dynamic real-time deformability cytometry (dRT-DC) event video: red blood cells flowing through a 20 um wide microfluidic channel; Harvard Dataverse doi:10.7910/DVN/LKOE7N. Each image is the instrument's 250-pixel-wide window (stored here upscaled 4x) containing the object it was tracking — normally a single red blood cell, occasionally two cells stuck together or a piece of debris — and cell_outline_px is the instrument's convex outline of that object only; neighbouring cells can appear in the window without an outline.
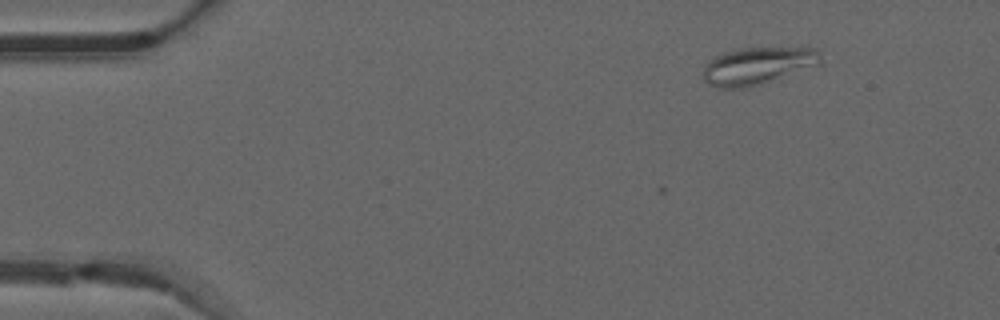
{"species": "common noctule bat (a hibernating species)", "species_latin": "Nyctalus noctula", "temperature_condition": "warm", "stored_images_in_passage": 5, "camera_frame_rate_fps": 3000, "um_per_image_px": 0.085, "animal": {"sex": "male", "forearm_length_mm": 52.5}, "frame": {"image": 1, "passage_image": 1, "time_ms": 0.0, "image_size_px": [1000, 320], "cell_outline_px": [[824, 64], [764, 84], [748, 88], [720, 88], [708, 84], [704, 80], [704, 68], [716, 56], [724, 52], [740, 48], [816, 48], [820, 52]], "centroid_in_image_um": [64.5, 5.61], "position_along_channel_um": 20.5, "area_um2": 25.89}}